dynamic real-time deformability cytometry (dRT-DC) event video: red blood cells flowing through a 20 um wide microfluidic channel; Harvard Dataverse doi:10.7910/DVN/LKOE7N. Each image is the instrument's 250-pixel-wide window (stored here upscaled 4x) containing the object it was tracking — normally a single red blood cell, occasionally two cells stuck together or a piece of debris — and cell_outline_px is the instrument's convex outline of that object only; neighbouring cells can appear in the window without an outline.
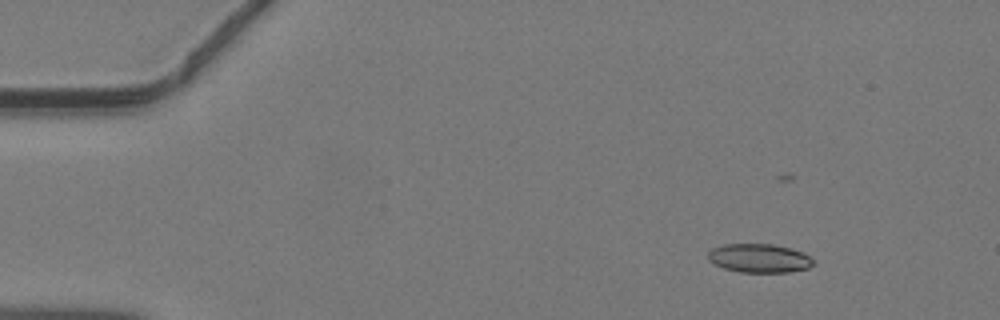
{"species": "common noctule bat (a hibernating species)", "species_latin": "Nyctalus noctula", "temperature_condition": "warm", "stored_images_in_passage": 20, "camera_frame_rate_fps": 3000, "um_per_image_px": 0.085, "animal": {"sex": "male", "body_mass_g": 19.2, "forearm_length_mm": 51.8}, "frame": {"image": 1, "passage_image": 6, "time_ms": 1.667, "image_size_px": [1000, 320], "cell_outline_px": [[812, 264], [808, 268], [788, 272], [740, 272], [724, 268], [708, 260], [708, 252], [712, 248], [724, 244], [772, 244], [792, 248], [804, 252], [812, 260]], "centroid_in_image_um": [64.52, 21.94], "position_along_channel_um": 20.5, "area_um2": 17.57}}
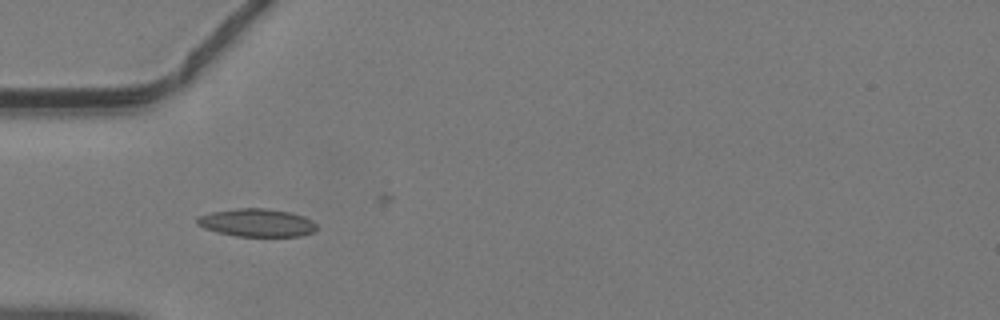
{"frame": {"image": 2, "passage_image": 15, "time_ms": 4.667, "image_size_px": [1000, 320], "cell_outline_px": [[316, 228], [312, 232], [300, 236], [236, 236], [204, 228], [196, 224], [196, 220], [200, 216], [212, 212], [240, 208], [264, 208], [292, 212], [304, 216], [312, 220], [316, 224]], "centroid_in_image_um": [21.86, 18.92], "position_along_channel_um": 63.1, "area_um2": 19.31}}
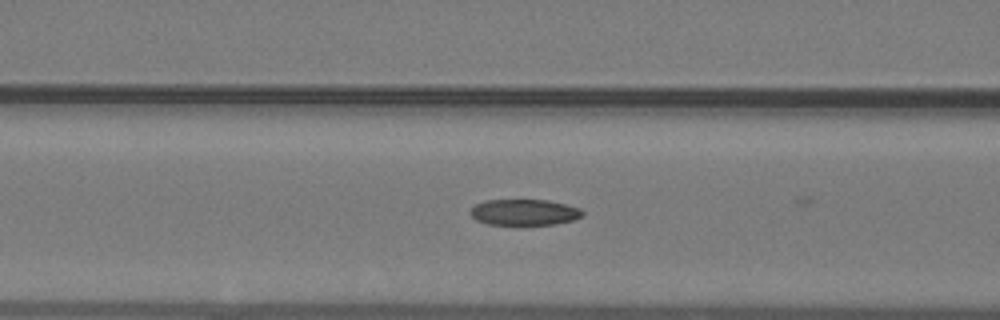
{"frame": {"image": 3, "passage_image": 19, "time_ms": 6.0, "image_size_px": [1000, 320], "cell_outline_px": [[584, 216], [572, 220], [556, 224], [488, 224], [476, 220], [468, 212], [476, 204], [484, 200], [548, 200], [580, 208], [584, 212]], "centroid_in_image_um": [44.56, 18.03], "position_along_channel_um": 122.0, "area_um2": 16.94}}